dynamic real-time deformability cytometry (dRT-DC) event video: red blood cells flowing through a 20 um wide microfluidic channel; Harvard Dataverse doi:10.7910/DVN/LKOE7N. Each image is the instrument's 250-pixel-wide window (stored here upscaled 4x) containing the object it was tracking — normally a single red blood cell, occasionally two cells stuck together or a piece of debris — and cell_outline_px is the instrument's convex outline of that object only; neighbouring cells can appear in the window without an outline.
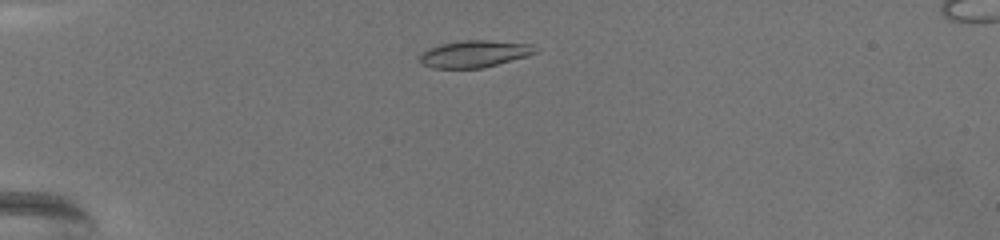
{"species": "common noctule bat (a hibernating species)", "species_latin": "Nyctalus noctula", "temperature_condition": "warm", "stored_images_in_passage": 56, "camera_frame_rate_fps": 3000, "um_per_image_px": 0.085, "animal": {"sex": "female", "body_mass_g": 19.5, "forearm_length_mm": 54.1}, "frame": {"image": 1, "passage_image": 5, "time_ms": 1.333, "image_size_px": [1000, 240], "cell_outline_px": [[540, 52], [528, 56], [484, 68], [432, 68], [420, 64], [420, 52], [428, 48], [440, 44], [464, 40], [488, 40], [528, 44]], "centroid_in_image_um": [40.29, 4.59], "position_along_channel_um": 44.7, "area_um2": 18.26}}
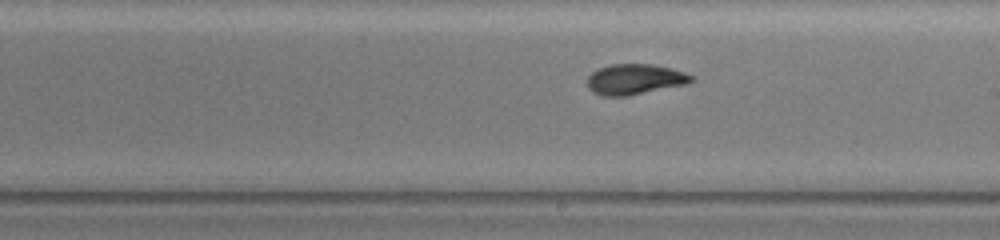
{"frame": {"image": 2, "passage_image": 28, "time_ms": 9.0, "image_size_px": [1000, 240], "cell_outline_px": [[696, 76], [692, 80], [684, 84], [628, 96], [604, 96], [592, 92], [588, 88], [588, 76], [592, 72], [608, 64], [652, 64], [672, 68]], "centroid_in_image_um": [53.94, 6.73], "position_along_channel_um": 235.1, "area_um2": 18.44}}
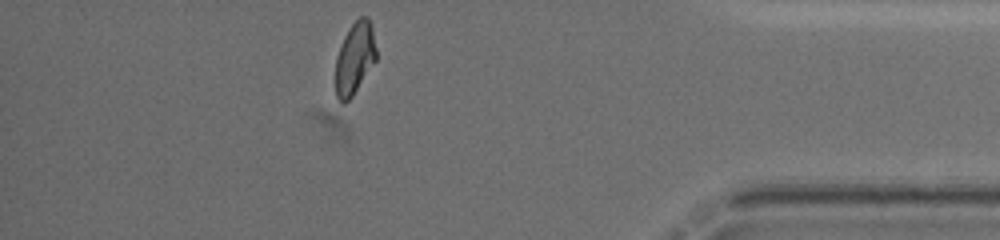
{"frame": {"image": 3, "passage_image": 48, "time_ms": 15.667, "image_size_px": [1000, 240], "cell_outline_px": [[376, 60], [352, 96], [344, 104], [340, 104], [336, 96], [336, 56], [340, 44], [344, 36], [352, 24], [360, 16], [368, 16], [372, 28], [376, 48]], "centroid_in_image_um": [30.14, 4.95], "position_along_channel_um": 405.1, "area_um2": 17.05}, "authors_computed_cell_mechanics": {"area_um2": 18.0914, "velocity_mm_per_s": 3.0273, "shape_relaxation_time_tau1_ms": 8.2553, "shape_relaxation_time_tau2_ms": 2.0632, "deformation_change_tau1": 0.2096, "deformation_change_tau2": 0.0589}}